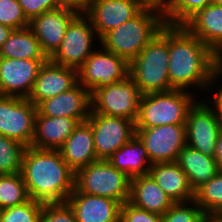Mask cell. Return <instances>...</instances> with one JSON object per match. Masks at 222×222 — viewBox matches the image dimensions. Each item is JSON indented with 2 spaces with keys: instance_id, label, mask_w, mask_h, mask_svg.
Returning a JSON list of instances; mask_svg holds the SVG:
<instances>
[{
  "instance_id": "cell-1",
  "label": "cell",
  "mask_w": 222,
  "mask_h": 222,
  "mask_svg": "<svg viewBox=\"0 0 222 222\" xmlns=\"http://www.w3.org/2000/svg\"><path fill=\"white\" fill-rule=\"evenodd\" d=\"M168 76L173 89L208 94L220 76V62L207 45L182 25H169Z\"/></svg>"
},
{
  "instance_id": "cell-2",
  "label": "cell",
  "mask_w": 222,
  "mask_h": 222,
  "mask_svg": "<svg viewBox=\"0 0 222 222\" xmlns=\"http://www.w3.org/2000/svg\"><path fill=\"white\" fill-rule=\"evenodd\" d=\"M21 175L29 198L42 204L65 203L75 189V172L59 150L26 147Z\"/></svg>"
},
{
  "instance_id": "cell-3",
  "label": "cell",
  "mask_w": 222,
  "mask_h": 222,
  "mask_svg": "<svg viewBox=\"0 0 222 222\" xmlns=\"http://www.w3.org/2000/svg\"><path fill=\"white\" fill-rule=\"evenodd\" d=\"M169 25L165 24L129 63V76L142 95L173 90L168 76Z\"/></svg>"
},
{
  "instance_id": "cell-4",
  "label": "cell",
  "mask_w": 222,
  "mask_h": 222,
  "mask_svg": "<svg viewBox=\"0 0 222 222\" xmlns=\"http://www.w3.org/2000/svg\"><path fill=\"white\" fill-rule=\"evenodd\" d=\"M164 25L161 11L144 7L132 19L106 33L100 45L130 63Z\"/></svg>"
},
{
  "instance_id": "cell-5",
  "label": "cell",
  "mask_w": 222,
  "mask_h": 222,
  "mask_svg": "<svg viewBox=\"0 0 222 222\" xmlns=\"http://www.w3.org/2000/svg\"><path fill=\"white\" fill-rule=\"evenodd\" d=\"M195 94V95H194ZM197 93L173 89L141 95L135 128L185 124L189 109L199 99Z\"/></svg>"
},
{
  "instance_id": "cell-6",
  "label": "cell",
  "mask_w": 222,
  "mask_h": 222,
  "mask_svg": "<svg viewBox=\"0 0 222 222\" xmlns=\"http://www.w3.org/2000/svg\"><path fill=\"white\" fill-rule=\"evenodd\" d=\"M130 179L108 160H97L75 173V189L72 193L107 197L123 204L129 201Z\"/></svg>"
},
{
  "instance_id": "cell-7",
  "label": "cell",
  "mask_w": 222,
  "mask_h": 222,
  "mask_svg": "<svg viewBox=\"0 0 222 222\" xmlns=\"http://www.w3.org/2000/svg\"><path fill=\"white\" fill-rule=\"evenodd\" d=\"M95 43L100 45V38L89 17L80 11L69 23L60 47L49 60L57 65L78 69L99 48Z\"/></svg>"
},
{
  "instance_id": "cell-8",
  "label": "cell",
  "mask_w": 222,
  "mask_h": 222,
  "mask_svg": "<svg viewBox=\"0 0 222 222\" xmlns=\"http://www.w3.org/2000/svg\"><path fill=\"white\" fill-rule=\"evenodd\" d=\"M78 83L92 95L97 89L129 76V62L99 45L77 69Z\"/></svg>"
},
{
  "instance_id": "cell-9",
  "label": "cell",
  "mask_w": 222,
  "mask_h": 222,
  "mask_svg": "<svg viewBox=\"0 0 222 222\" xmlns=\"http://www.w3.org/2000/svg\"><path fill=\"white\" fill-rule=\"evenodd\" d=\"M141 95L133 79L128 76L123 81L97 89L91 95L90 113L123 117L135 123Z\"/></svg>"
},
{
  "instance_id": "cell-10",
  "label": "cell",
  "mask_w": 222,
  "mask_h": 222,
  "mask_svg": "<svg viewBox=\"0 0 222 222\" xmlns=\"http://www.w3.org/2000/svg\"><path fill=\"white\" fill-rule=\"evenodd\" d=\"M201 99L199 95V100L195 102L187 114L186 145L204 155L213 157L221 126L215 109L209 101H206V98Z\"/></svg>"
},
{
  "instance_id": "cell-11",
  "label": "cell",
  "mask_w": 222,
  "mask_h": 222,
  "mask_svg": "<svg viewBox=\"0 0 222 222\" xmlns=\"http://www.w3.org/2000/svg\"><path fill=\"white\" fill-rule=\"evenodd\" d=\"M36 113L30 100L0 95V134L31 146Z\"/></svg>"
},
{
  "instance_id": "cell-12",
  "label": "cell",
  "mask_w": 222,
  "mask_h": 222,
  "mask_svg": "<svg viewBox=\"0 0 222 222\" xmlns=\"http://www.w3.org/2000/svg\"><path fill=\"white\" fill-rule=\"evenodd\" d=\"M92 127L97 160H108L135 135V123L123 117L90 113L86 120Z\"/></svg>"
},
{
  "instance_id": "cell-13",
  "label": "cell",
  "mask_w": 222,
  "mask_h": 222,
  "mask_svg": "<svg viewBox=\"0 0 222 222\" xmlns=\"http://www.w3.org/2000/svg\"><path fill=\"white\" fill-rule=\"evenodd\" d=\"M135 134L146 148L150 162H176L186 146L185 124H169L151 128H135Z\"/></svg>"
},
{
  "instance_id": "cell-14",
  "label": "cell",
  "mask_w": 222,
  "mask_h": 222,
  "mask_svg": "<svg viewBox=\"0 0 222 222\" xmlns=\"http://www.w3.org/2000/svg\"><path fill=\"white\" fill-rule=\"evenodd\" d=\"M48 60L0 57V95L27 99L39 69Z\"/></svg>"
},
{
  "instance_id": "cell-15",
  "label": "cell",
  "mask_w": 222,
  "mask_h": 222,
  "mask_svg": "<svg viewBox=\"0 0 222 222\" xmlns=\"http://www.w3.org/2000/svg\"><path fill=\"white\" fill-rule=\"evenodd\" d=\"M79 12L78 8L63 5L29 21V29L39 40L41 48L48 58L60 47L69 23Z\"/></svg>"
},
{
  "instance_id": "cell-16",
  "label": "cell",
  "mask_w": 222,
  "mask_h": 222,
  "mask_svg": "<svg viewBox=\"0 0 222 222\" xmlns=\"http://www.w3.org/2000/svg\"><path fill=\"white\" fill-rule=\"evenodd\" d=\"M143 8L140 0H92L83 12L101 39L106 33L132 19Z\"/></svg>"
},
{
  "instance_id": "cell-17",
  "label": "cell",
  "mask_w": 222,
  "mask_h": 222,
  "mask_svg": "<svg viewBox=\"0 0 222 222\" xmlns=\"http://www.w3.org/2000/svg\"><path fill=\"white\" fill-rule=\"evenodd\" d=\"M77 83V69L57 65L48 60L39 69L33 89L27 99L37 106L41 101L70 90Z\"/></svg>"
},
{
  "instance_id": "cell-18",
  "label": "cell",
  "mask_w": 222,
  "mask_h": 222,
  "mask_svg": "<svg viewBox=\"0 0 222 222\" xmlns=\"http://www.w3.org/2000/svg\"><path fill=\"white\" fill-rule=\"evenodd\" d=\"M37 112L48 117H69L85 122L91 111V94L80 83L57 96L41 101Z\"/></svg>"
},
{
  "instance_id": "cell-19",
  "label": "cell",
  "mask_w": 222,
  "mask_h": 222,
  "mask_svg": "<svg viewBox=\"0 0 222 222\" xmlns=\"http://www.w3.org/2000/svg\"><path fill=\"white\" fill-rule=\"evenodd\" d=\"M77 222H120L121 203L107 197L71 193L66 201Z\"/></svg>"
},
{
  "instance_id": "cell-20",
  "label": "cell",
  "mask_w": 222,
  "mask_h": 222,
  "mask_svg": "<svg viewBox=\"0 0 222 222\" xmlns=\"http://www.w3.org/2000/svg\"><path fill=\"white\" fill-rule=\"evenodd\" d=\"M79 123L74 118L48 117L37 112L31 147L58 150Z\"/></svg>"
},
{
  "instance_id": "cell-21",
  "label": "cell",
  "mask_w": 222,
  "mask_h": 222,
  "mask_svg": "<svg viewBox=\"0 0 222 222\" xmlns=\"http://www.w3.org/2000/svg\"><path fill=\"white\" fill-rule=\"evenodd\" d=\"M58 150L63 160L75 173L97 161L91 125L87 121L79 123Z\"/></svg>"
},
{
  "instance_id": "cell-22",
  "label": "cell",
  "mask_w": 222,
  "mask_h": 222,
  "mask_svg": "<svg viewBox=\"0 0 222 222\" xmlns=\"http://www.w3.org/2000/svg\"><path fill=\"white\" fill-rule=\"evenodd\" d=\"M182 26L215 52L222 45V5L212 3L196 11Z\"/></svg>"
},
{
  "instance_id": "cell-23",
  "label": "cell",
  "mask_w": 222,
  "mask_h": 222,
  "mask_svg": "<svg viewBox=\"0 0 222 222\" xmlns=\"http://www.w3.org/2000/svg\"><path fill=\"white\" fill-rule=\"evenodd\" d=\"M149 174L174 203L194 200L188 177L176 162L153 163Z\"/></svg>"
},
{
  "instance_id": "cell-24",
  "label": "cell",
  "mask_w": 222,
  "mask_h": 222,
  "mask_svg": "<svg viewBox=\"0 0 222 222\" xmlns=\"http://www.w3.org/2000/svg\"><path fill=\"white\" fill-rule=\"evenodd\" d=\"M129 202L138 208L159 215H163L174 204L150 174L130 179Z\"/></svg>"
},
{
  "instance_id": "cell-25",
  "label": "cell",
  "mask_w": 222,
  "mask_h": 222,
  "mask_svg": "<svg viewBox=\"0 0 222 222\" xmlns=\"http://www.w3.org/2000/svg\"><path fill=\"white\" fill-rule=\"evenodd\" d=\"M108 161L129 178L149 174L152 166L146 148L136 134L128 143L116 150Z\"/></svg>"
},
{
  "instance_id": "cell-26",
  "label": "cell",
  "mask_w": 222,
  "mask_h": 222,
  "mask_svg": "<svg viewBox=\"0 0 222 222\" xmlns=\"http://www.w3.org/2000/svg\"><path fill=\"white\" fill-rule=\"evenodd\" d=\"M176 163L186 173L194 192L219 172L212 156L204 155L187 145L179 153Z\"/></svg>"
},
{
  "instance_id": "cell-27",
  "label": "cell",
  "mask_w": 222,
  "mask_h": 222,
  "mask_svg": "<svg viewBox=\"0 0 222 222\" xmlns=\"http://www.w3.org/2000/svg\"><path fill=\"white\" fill-rule=\"evenodd\" d=\"M0 57L8 59H49L29 27L13 30L0 46Z\"/></svg>"
},
{
  "instance_id": "cell-28",
  "label": "cell",
  "mask_w": 222,
  "mask_h": 222,
  "mask_svg": "<svg viewBox=\"0 0 222 222\" xmlns=\"http://www.w3.org/2000/svg\"><path fill=\"white\" fill-rule=\"evenodd\" d=\"M194 201L208 217H222V172L195 191Z\"/></svg>"
},
{
  "instance_id": "cell-29",
  "label": "cell",
  "mask_w": 222,
  "mask_h": 222,
  "mask_svg": "<svg viewBox=\"0 0 222 222\" xmlns=\"http://www.w3.org/2000/svg\"><path fill=\"white\" fill-rule=\"evenodd\" d=\"M29 199L21 173L0 175V207L2 209L21 205Z\"/></svg>"
},
{
  "instance_id": "cell-30",
  "label": "cell",
  "mask_w": 222,
  "mask_h": 222,
  "mask_svg": "<svg viewBox=\"0 0 222 222\" xmlns=\"http://www.w3.org/2000/svg\"><path fill=\"white\" fill-rule=\"evenodd\" d=\"M26 146L0 134V175L21 173Z\"/></svg>"
},
{
  "instance_id": "cell-31",
  "label": "cell",
  "mask_w": 222,
  "mask_h": 222,
  "mask_svg": "<svg viewBox=\"0 0 222 222\" xmlns=\"http://www.w3.org/2000/svg\"><path fill=\"white\" fill-rule=\"evenodd\" d=\"M212 4V0H172L162 12L167 25H182L196 11Z\"/></svg>"
},
{
  "instance_id": "cell-32",
  "label": "cell",
  "mask_w": 222,
  "mask_h": 222,
  "mask_svg": "<svg viewBox=\"0 0 222 222\" xmlns=\"http://www.w3.org/2000/svg\"><path fill=\"white\" fill-rule=\"evenodd\" d=\"M162 218L163 222H206L208 216L192 200L174 203Z\"/></svg>"
},
{
  "instance_id": "cell-33",
  "label": "cell",
  "mask_w": 222,
  "mask_h": 222,
  "mask_svg": "<svg viewBox=\"0 0 222 222\" xmlns=\"http://www.w3.org/2000/svg\"><path fill=\"white\" fill-rule=\"evenodd\" d=\"M43 204L29 199L17 206L4 208L0 222H39Z\"/></svg>"
},
{
  "instance_id": "cell-34",
  "label": "cell",
  "mask_w": 222,
  "mask_h": 222,
  "mask_svg": "<svg viewBox=\"0 0 222 222\" xmlns=\"http://www.w3.org/2000/svg\"><path fill=\"white\" fill-rule=\"evenodd\" d=\"M0 24L13 30L29 27L18 0H0Z\"/></svg>"
},
{
  "instance_id": "cell-35",
  "label": "cell",
  "mask_w": 222,
  "mask_h": 222,
  "mask_svg": "<svg viewBox=\"0 0 222 222\" xmlns=\"http://www.w3.org/2000/svg\"><path fill=\"white\" fill-rule=\"evenodd\" d=\"M39 222H77L70 205L65 203L43 204Z\"/></svg>"
},
{
  "instance_id": "cell-36",
  "label": "cell",
  "mask_w": 222,
  "mask_h": 222,
  "mask_svg": "<svg viewBox=\"0 0 222 222\" xmlns=\"http://www.w3.org/2000/svg\"><path fill=\"white\" fill-rule=\"evenodd\" d=\"M120 222H163L162 215L148 212L126 201L121 205Z\"/></svg>"
},
{
  "instance_id": "cell-37",
  "label": "cell",
  "mask_w": 222,
  "mask_h": 222,
  "mask_svg": "<svg viewBox=\"0 0 222 222\" xmlns=\"http://www.w3.org/2000/svg\"><path fill=\"white\" fill-rule=\"evenodd\" d=\"M18 2L29 21L44 12L65 5L62 0H18Z\"/></svg>"
},
{
  "instance_id": "cell-38",
  "label": "cell",
  "mask_w": 222,
  "mask_h": 222,
  "mask_svg": "<svg viewBox=\"0 0 222 222\" xmlns=\"http://www.w3.org/2000/svg\"><path fill=\"white\" fill-rule=\"evenodd\" d=\"M221 76H219L213 83L212 85V89L210 88L209 90H212V94H210V98L207 100V101H210V105L215 109L216 111V114H217V117H218V121H219V124L221 126V130H222V81L220 80ZM217 81H220V82H217ZM216 83H220L218 85H221V86H218L216 89H215V84ZM219 88V89H218ZM214 89L216 91H214ZM212 99V100H211Z\"/></svg>"
},
{
  "instance_id": "cell-39",
  "label": "cell",
  "mask_w": 222,
  "mask_h": 222,
  "mask_svg": "<svg viewBox=\"0 0 222 222\" xmlns=\"http://www.w3.org/2000/svg\"><path fill=\"white\" fill-rule=\"evenodd\" d=\"M172 0H140L144 7H150L163 12Z\"/></svg>"
},
{
  "instance_id": "cell-40",
  "label": "cell",
  "mask_w": 222,
  "mask_h": 222,
  "mask_svg": "<svg viewBox=\"0 0 222 222\" xmlns=\"http://www.w3.org/2000/svg\"><path fill=\"white\" fill-rule=\"evenodd\" d=\"M213 158L217 163L218 170L222 172V130L218 134V137L215 143V151H214Z\"/></svg>"
},
{
  "instance_id": "cell-41",
  "label": "cell",
  "mask_w": 222,
  "mask_h": 222,
  "mask_svg": "<svg viewBox=\"0 0 222 222\" xmlns=\"http://www.w3.org/2000/svg\"><path fill=\"white\" fill-rule=\"evenodd\" d=\"M65 5L73 6L83 11L92 0H62Z\"/></svg>"
},
{
  "instance_id": "cell-42",
  "label": "cell",
  "mask_w": 222,
  "mask_h": 222,
  "mask_svg": "<svg viewBox=\"0 0 222 222\" xmlns=\"http://www.w3.org/2000/svg\"><path fill=\"white\" fill-rule=\"evenodd\" d=\"M12 31L10 27L0 24V46L8 39Z\"/></svg>"
},
{
  "instance_id": "cell-43",
  "label": "cell",
  "mask_w": 222,
  "mask_h": 222,
  "mask_svg": "<svg viewBox=\"0 0 222 222\" xmlns=\"http://www.w3.org/2000/svg\"><path fill=\"white\" fill-rule=\"evenodd\" d=\"M217 60L222 62V45L214 52Z\"/></svg>"
},
{
  "instance_id": "cell-44",
  "label": "cell",
  "mask_w": 222,
  "mask_h": 222,
  "mask_svg": "<svg viewBox=\"0 0 222 222\" xmlns=\"http://www.w3.org/2000/svg\"><path fill=\"white\" fill-rule=\"evenodd\" d=\"M206 222H222V217H208Z\"/></svg>"
},
{
  "instance_id": "cell-45",
  "label": "cell",
  "mask_w": 222,
  "mask_h": 222,
  "mask_svg": "<svg viewBox=\"0 0 222 222\" xmlns=\"http://www.w3.org/2000/svg\"><path fill=\"white\" fill-rule=\"evenodd\" d=\"M213 4L222 5V0H212Z\"/></svg>"
},
{
  "instance_id": "cell-46",
  "label": "cell",
  "mask_w": 222,
  "mask_h": 222,
  "mask_svg": "<svg viewBox=\"0 0 222 222\" xmlns=\"http://www.w3.org/2000/svg\"><path fill=\"white\" fill-rule=\"evenodd\" d=\"M220 76H221V80H222V62H220Z\"/></svg>"
},
{
  "instance_id": "cell-47",
  "label": "cell",
  "mask_w": 222,
  "mask_h": 222,
  "mask_svg": "<svg viewBox=\"0 0 222 222\" xmlns=\"http://www.w3.org/2000/svg\"><path fill=\"white\" fill-rule=\"evenodd\" d=\"M2 208L0 207V219H1V215H2Z\"/></svg>"
}]
</instances>
